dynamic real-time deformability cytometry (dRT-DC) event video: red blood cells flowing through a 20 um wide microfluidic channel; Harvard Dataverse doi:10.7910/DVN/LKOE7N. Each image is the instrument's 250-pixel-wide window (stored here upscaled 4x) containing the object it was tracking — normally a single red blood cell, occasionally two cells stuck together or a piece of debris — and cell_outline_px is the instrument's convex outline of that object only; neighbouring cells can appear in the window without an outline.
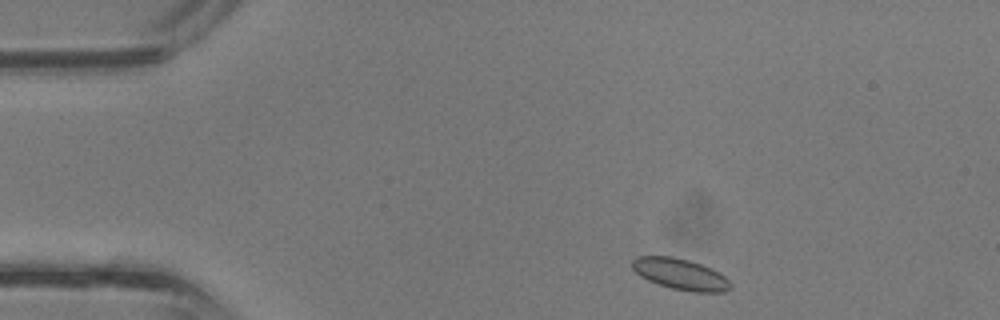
{"species": "common noctule bat (a hibernating species)", "species_latin": "Nyctalus noctula", "temperature_condition": "room temperature", "stored_images_in_passage": 34, "camera_frame_rate_fps": 3000, "um_per_image_px": 0.085, "animal": {"sex": "male", "body_mass_g": 13.3}, "frame": {"image": 1, "passage_image": 2, "time_ms": 0.333, "image_size_px": [1000, 320], "cell_outline_px": [[732, 288], [724, 292], [692, 292], [672, 288], [648, 280], [640, 276], [632, 268], [632, 260], [636, 256], [672, 256], [688, 260], [712, 268], [720, 272], [732, 284]], "centroid_in_image_um": [57.85, 23.3], "position_along_channel_um": 27.1, "area_um2": 17.86}}
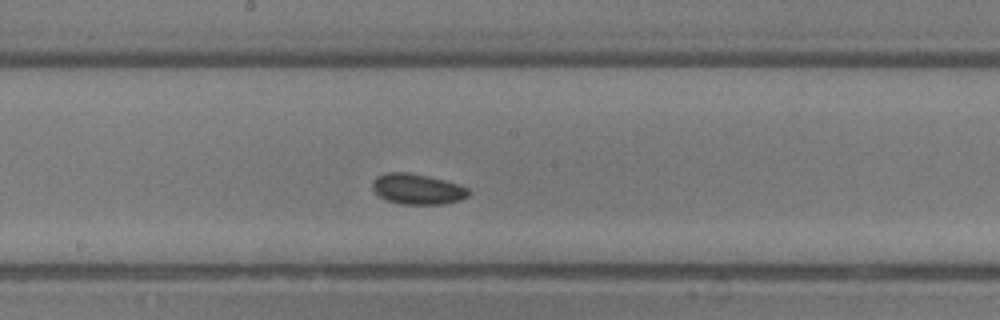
{"frame": {"image": 2, "passage_image": 16, "time_ms": 5.0, "image_size_px": [1000, 320], "cell_outline_px": [[472, 192], [468, 196], [460, 200], [444, 204], [400, 204], [384, 200], [372, 188], [372, 184], [376, 176], [388, 172], [408, 172], [428, 176], [460, 184], [468, 188]], "centroid_in_image_um": [35.5, 16.07], "position_along_channel_um": 212.7, "area_um2": 17.28}}
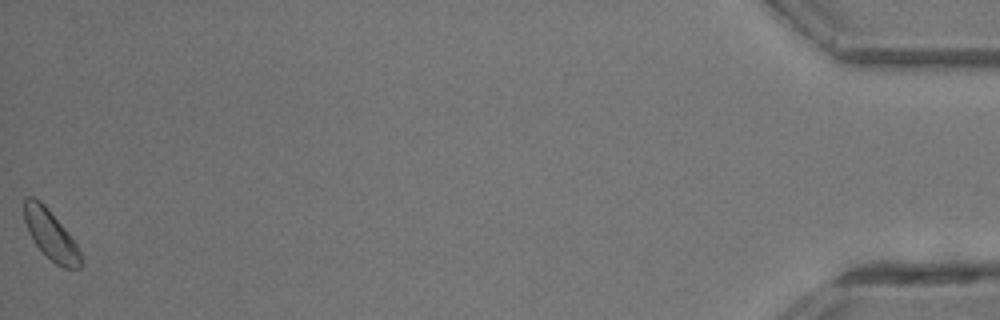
{"frame": {"image": 3, "passage_image": 34, "time_ms": 11.0, "image_size_px": [1000, 320], "cell_outline_px": [[80, 268], [64, 268], [56, 264], [32, 240], [28, 232], [24, 220], [24, 196], [32, 196], [40, 200], [48, 208], [64, 228], [76, 244], [80, 252]], "centroid_in_image_um": [4.26, 19.91], "position_along_channel_um": 430.9, "area_um2": 16.01}}